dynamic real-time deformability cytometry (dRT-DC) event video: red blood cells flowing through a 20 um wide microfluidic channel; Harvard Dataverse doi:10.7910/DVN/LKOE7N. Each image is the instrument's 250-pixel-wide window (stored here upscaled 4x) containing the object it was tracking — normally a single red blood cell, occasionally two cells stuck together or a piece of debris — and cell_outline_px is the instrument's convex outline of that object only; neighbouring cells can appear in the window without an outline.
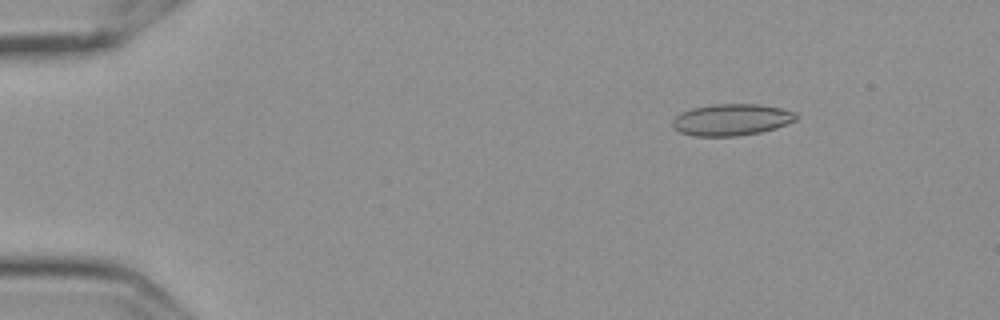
{"species": "Egyptian fruit bat (a non-hibernating species)", "species_latin": "Rousettus aegyptiacus", "temperature_condition": "cold", "stored_images_in_passage": 57, "camera_frame_rate_fps": 3000, "um_per_image_px": 0.085, "frame": {"image": 1, "passage_image": 8, "time_ms": 2.333, "image_size_px": [1000, 320], "cell_outline_px": [[796, 120], [776, 128], [760, 132], [736, 136], [696, 136], [680, 132], [672, 128], [672, 120], [680, 112], [692, 108], [712, 104], [760, 104], [780, 108], [796, 112]], "centroid_in_image_um": [62.15, 10.17], "position_along_channel_um": 22.8, "area_um2": 22.83}}
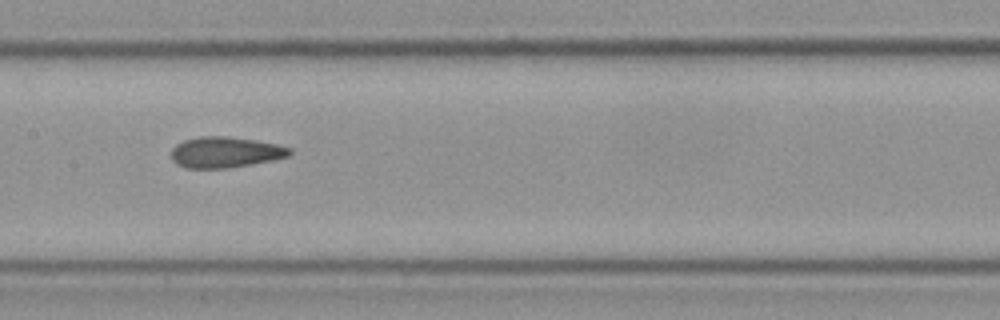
{"frame": {"image": 2, "passage_image": 29, "time_ms": 9.333, "image_size_px": [1000, 320], "cell_outline_px": [[292, 152], [288, 156], [272, 160], [252, 164], [228, 168], [184, 168], [176, 164], [172, 160], [172, 148], [176, 144], [184, 140], [200, 136], [228, 136], [256, 140], [276, 144], [292, 148]], "centroid_in_image_um": [19.14, 12.94], "position_along_channel_um": 188.3, "area_um2": 21.39}}
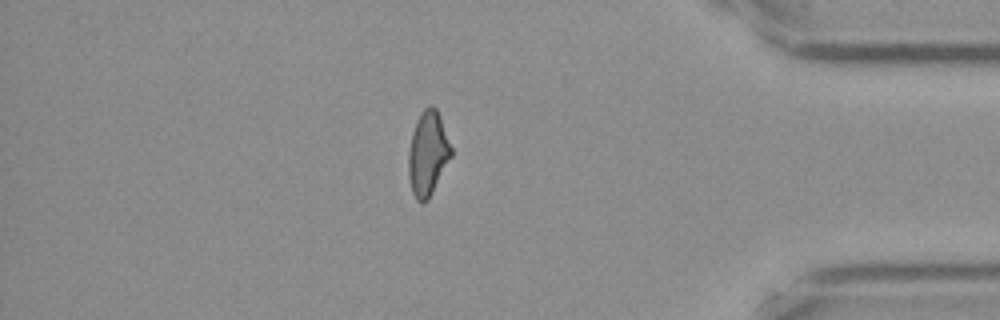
{"frame": {"image": 3, "passage_image": 49, "time_ms": 16.0, "image_size_px": [1000, 320], "cell_outline_px": [[452, 156], [428, 200], [424, 204], [420, 204], [416, 200], [412, 192], [408, 176], [408, 152], [412, 132], [416, 120], [424, 108], [432, 104], [436, 108], [440, 116], [452, 148]], "centroid_in_image_um": [36.35, 13.07], "position_along_channel_um": 398.8, "area_um2": 21.21}, "authors_computed_cell_mechanics": {"area_um2": 21.4438, "velocity_mm_per_s": 3.6063, "shape_relaxation_time_tau1_ms": 9.7923, "shape_relaxation_time_tau2_ms": 2.5082, "deformation_change_tau1": 0.1613, "deformation_change_tau2": 0.0943}}